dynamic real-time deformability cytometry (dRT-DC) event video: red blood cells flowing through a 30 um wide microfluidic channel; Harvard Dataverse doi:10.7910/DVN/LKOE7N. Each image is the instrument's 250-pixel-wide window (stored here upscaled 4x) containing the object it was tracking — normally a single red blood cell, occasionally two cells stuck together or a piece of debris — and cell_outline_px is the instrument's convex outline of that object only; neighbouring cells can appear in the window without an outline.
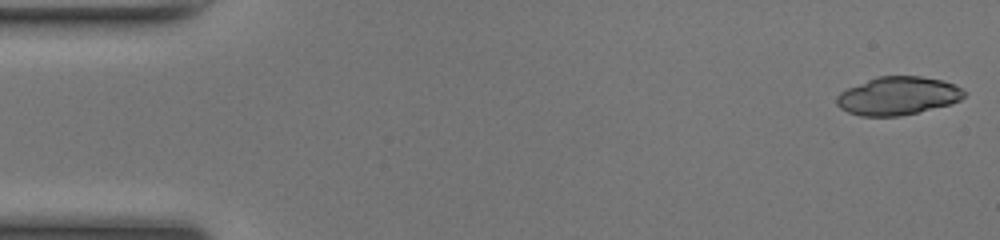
{"species": "common noctule bat (a hibernating species)", "species_latin": "Nyctalus noctula", "temperature_condition": "room temperature", "stored_images_in_passage": 48, "camera_frame_rate_fps": 3000, "um_per_image_px": 0.085, "animal": {"sex": "female", "body_mass_g": 17.0, "forearm_length_mm": 48.0}, "frame": {"image": 1, "passage_image": 1, "time_ms": 0.0, "image_size_px": [1000, 240], "cell_outline_px": [[968, 92], [960, 100], [952, 104], [900, 116], [860, 116], [848, 112], [840, 108], [836, 104], [836, 96], [840, 92], [848, 88], [876, 76], [920, 76], [940, 80], [952, 84]], "centroid_in_image_um": [76.31, 8.15], "position_along_channel_um": 8.7, "area_um2": 28.38}}